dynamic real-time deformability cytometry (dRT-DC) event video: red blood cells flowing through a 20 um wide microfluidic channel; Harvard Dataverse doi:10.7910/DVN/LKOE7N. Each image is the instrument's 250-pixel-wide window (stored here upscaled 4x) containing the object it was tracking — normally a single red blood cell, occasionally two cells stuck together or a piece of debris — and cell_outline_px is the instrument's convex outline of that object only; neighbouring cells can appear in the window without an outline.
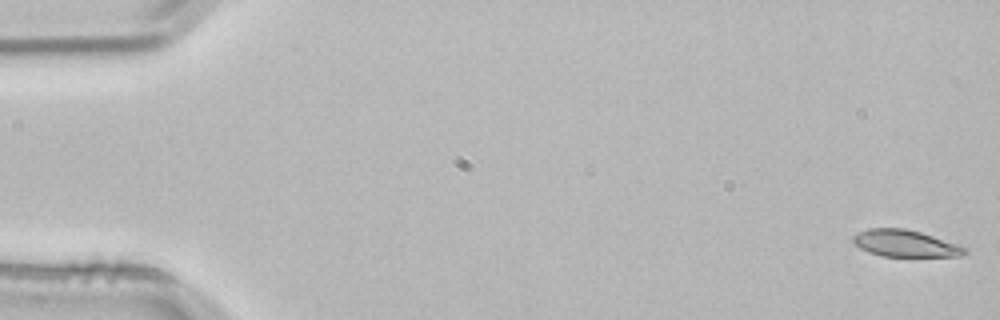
{"species": "common noctule bat (a hibernating species)", "species_latin": "Nyctalus noctula", "temperature_condition": "room temperature", "stored_images_in_passage": 3, "camera_frame_rate_fps": 3000, "um_per_image_px": 0.085, "animal": {"sex": "male", "body_mass_g": 21.5, "forearm_length_mm": 52.0}, "frame": {"image": 1, "passage_image": 1, "time_ms": 0.0, "image_size_px": [1000, 320], "cell_outline_px": [[968, 252], [960, 256], [880, 256], [868, 252], [860, 248], [852, 240], [852, 236], [868, 228], [904, 228], [920, 232], [968, 248]], "centroid_in_image_um": [76.93, 20.69], "position_along_channel_um": 8.1, "area_um2": 17.28}}
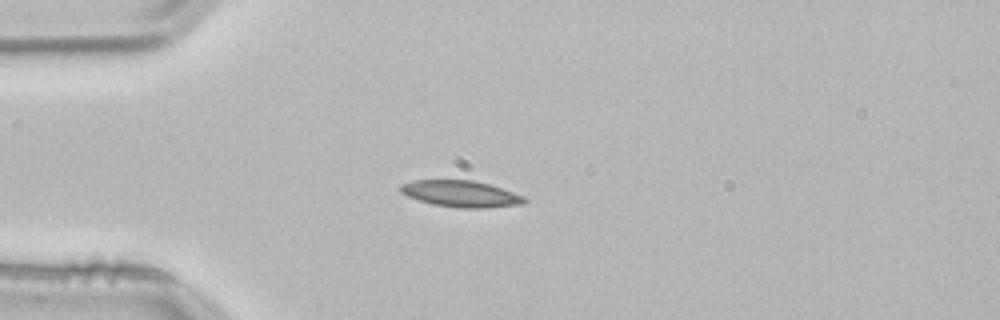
{"frame": {"image": 2, "passage_image": 3, "time_ms": 0.667, "image_size_px": [1000, 320], "cell_outline_px": [[528, 200], [524, 204], [488, 208], [460, 208], [432, 204], [408, 196], [400, 192], [400, 184], [412, 180], [472, 180], [488, 184], [524, 196]], "centroid_in_image_um": [39.18, 16.48], "position_along_channel_um": 45.8, "area_um2": 19.07}}